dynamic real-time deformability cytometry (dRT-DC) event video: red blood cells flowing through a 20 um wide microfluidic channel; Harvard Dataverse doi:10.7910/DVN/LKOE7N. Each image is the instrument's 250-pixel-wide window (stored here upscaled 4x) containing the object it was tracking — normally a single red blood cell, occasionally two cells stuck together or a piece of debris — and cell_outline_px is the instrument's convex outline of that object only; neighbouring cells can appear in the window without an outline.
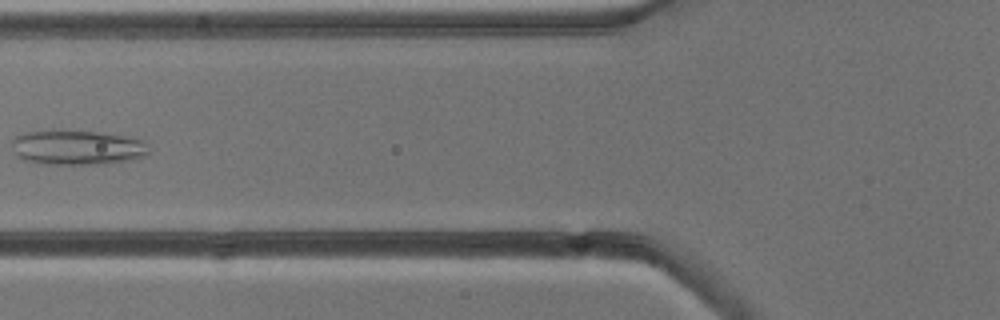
{"species": "common noctule bat (a hibernating species)", "species_latin": "Nyctalus noctula", "temperature_condition": "cold", "stored_images_in_passage": 6, "camera_frame_rate_fps": 3000, "um_per_image_px": 0.085, "animal": {"sex": "male", "body_mass_g": 13.3}, "frame": {"image": 1, "passage_image": 5, "time_ms": 5.0, "image_size_px": [1000, 320], "cell_outline_px": [[148, 152], [144, 156], [128, 160], [108, 164], [44, 164], [24, 160], [16, 156], [12, 148], [12, 140], [16, 136], [24, 132], [60, 128], [96, 132], [124, 136], [144, 140]], "centroid_in_image_um": [6.49, 12.51], "position_along_channel_um": 119.3, "area_um2": 28.26}}